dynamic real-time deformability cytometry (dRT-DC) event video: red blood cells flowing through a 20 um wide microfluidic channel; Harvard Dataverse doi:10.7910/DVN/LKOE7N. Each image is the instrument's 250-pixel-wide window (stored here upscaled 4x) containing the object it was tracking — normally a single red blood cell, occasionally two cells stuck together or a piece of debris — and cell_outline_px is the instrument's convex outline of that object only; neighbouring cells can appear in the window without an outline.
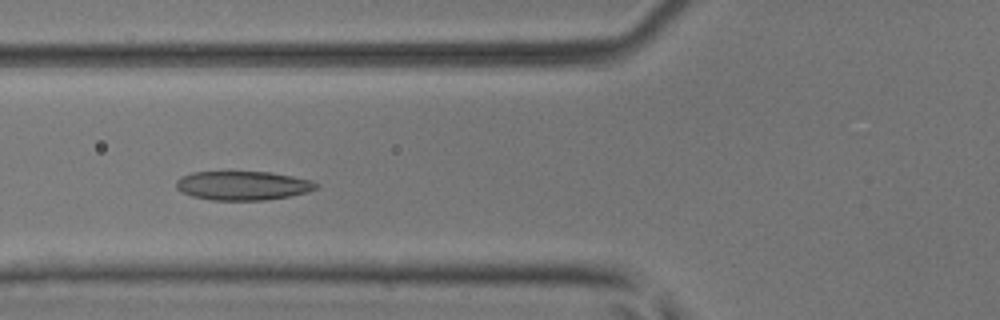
{"species": "common noctule bat (a hibernating species)", "species_latin": "Nyctalus noctula", "temperature_condition": "room temperature", "stored_images_in_passage": 8, "camera_frame_rate_fps": 3000, "um_per_image_px": 0.085, "animal": {"sex": "male", "body_mass_g": 17.9, "forearm_length_mm": 54.2}, "frame": {"image": 1, "passage_image": 5, "time_ms": 1.333, "image_size_px": [1000, 320], "cell_outline_px": [[320, 184], [316, 188], [308, 192], [288, 196], [264, 200], [212, 200], [192, 196], [180, 192], [176, 188], [176, 180], [180, 176], [192, 172], [268, 172], [292, 176], [312, 180]], "centroid_in_image_um": [20.61, 15.77], "position_along_channel_um": 105.2, "area_um2": 23.7}}
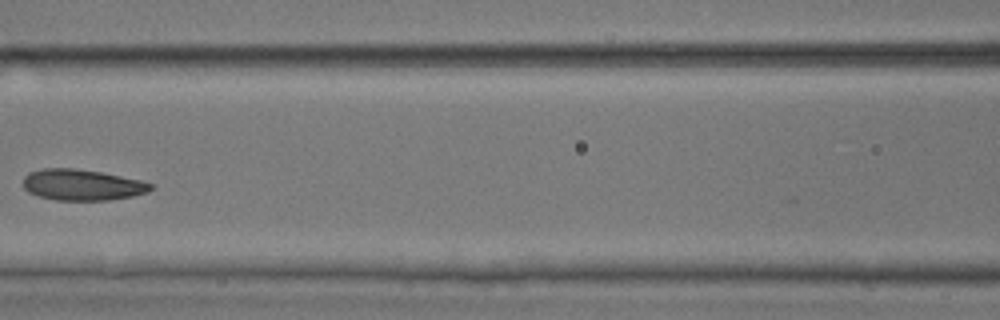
{"frame": {"image": 2, "passage_image": 6, "time_ms": 1.667, "image_size_px": [1000, 320], "cell_outline_px": [[152, 188], [148, 192], [132, 196], [108, 200], [56, 200], [36, 196], [28, 192], [24, 188], [24, 176], [28, 172], [44, 168], [72, 168], [100, 172], [140, 180], [152, 184]], "centroid_in_image_um": [6.94, 15.72], "position_along_channel_um": 159.7, "area_um2": 23.0}}
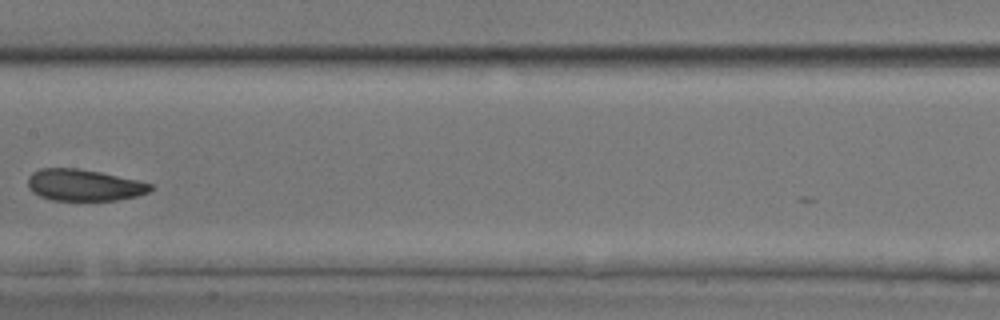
{"frame": {"image": 3, "passage_image": 7, "time_ms": 2.0, "image_size_px": [1000, 320], "cell_outline_px": [[156, 188], [148, 192], [136, 196], [116, 200], [52, 200], [40, 196], [32, 192], [28, 188], [28, 176], [32, 172], [40, 168], [76, 168], [100, 172], [136, 180], [152, 184]], "centroid_in_image_um": [7.12, 15.73], "position_along_channel_um": 200.3, "area_um2": 22.54}}